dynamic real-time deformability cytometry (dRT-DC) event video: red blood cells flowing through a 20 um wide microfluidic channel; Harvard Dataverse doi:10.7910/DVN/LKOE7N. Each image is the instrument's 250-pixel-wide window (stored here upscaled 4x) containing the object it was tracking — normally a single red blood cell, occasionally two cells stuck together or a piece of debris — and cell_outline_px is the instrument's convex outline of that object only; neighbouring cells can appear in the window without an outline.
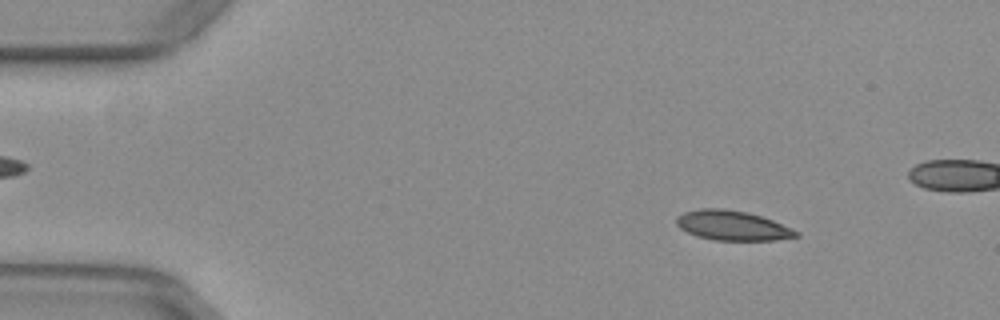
{"species": "common noctule bat (a hibernating species)", "species_latin": "Nyctalus noctula", "temperature_condition": "warm", "stored_images_in_passage": 42, "camera_frame_rate_fps": 3000, "um_per_image_px": 0.085, "animal": {"sex": "female", "body_mass_g": 29.2, "forearm_length_mm": 56.3}, "frame": {"image": 1, "passage_image": 1, "time_ms": 0.0, "image_size_px": [1000, 320], "cell_outline_px": [[800, 236], [776, 240], [712, 240], [696, 236], [680, 228], [676, 224], [676, 216], [684, 212], [700, 208], [724, 208], [748, 212], [772, 220], [792, 228], [800, 232]], "centroid_in_image_um": [62.25, 19.16], "position_along_channel_um": 22.8, "area_um2": 20.87}}
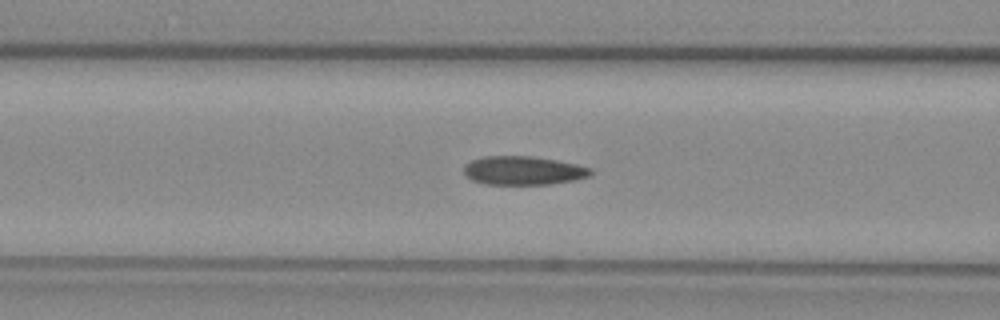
{"frame": {"image": 2, "passage_image": 15, "time_ms": 4.667, "image_size_px": [1000, 320], "cell_outline_px": [[592, 176], [576, 180], [552, 184], [484, 184], [472, 180], [464, 176], [464, 164], [472, 160], [484, 156], [532, 156], [556, 160], [576, 164], [592, 168]], "centroid_in_image_um": [44.49, 14.5], "position_along_channel_um": 122.1, "area_um2": 21.44}}
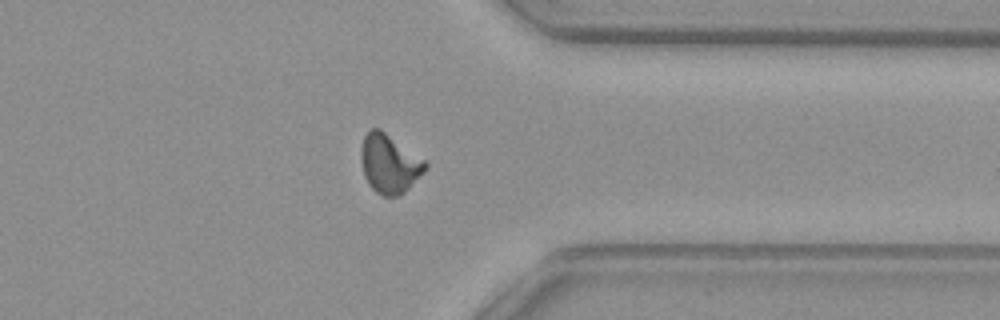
{"frame": {"image": 3, "passage_image": 35, "time_ms": 11.333, "image_size_px": [1000, 320], "cell_outline_px": [[428, 168], [404, 192], [396, 196], [384, 196], [376, 192], [368, 184], [364, 176], [360, 160], [360, 148], [364, 136], [368, 128], [380, 128], [424, 160], [428, 164]], "centroid_in_image_um": [33.06, 13.9], "position_along_channel_um": 378.3, "area_um2": 22.08}}